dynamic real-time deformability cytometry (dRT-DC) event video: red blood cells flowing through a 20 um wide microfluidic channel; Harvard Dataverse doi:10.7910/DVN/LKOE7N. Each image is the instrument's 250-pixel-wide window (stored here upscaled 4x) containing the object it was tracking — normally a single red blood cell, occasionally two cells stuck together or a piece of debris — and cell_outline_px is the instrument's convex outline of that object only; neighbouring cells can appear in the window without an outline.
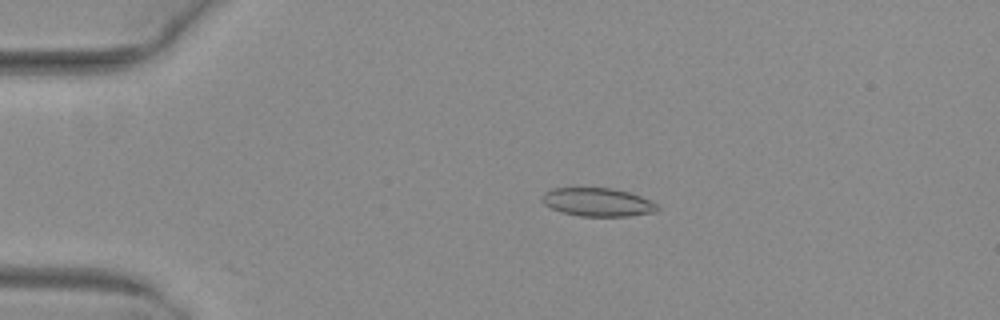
{"species": "common noctule bat (a hibernating species)", "species_latin": "Nyctalus noctula", "temperature_condition": "warm", "stored_images_in_passage": 30, "camera_frame_rate_fps": 3000, "um_per_image_px": 0.085, "animal": {"sex": "female", "body_mass_g": 29.2, "forearm_length_mm": 56.3}, "frame": {"image": 1, "passage_image": 11, "time_ms": 3.333, "image_size_px": [1000, 320], "cell_outline_px": [[660, 208], [656, 212], [628, 216], [580, 216], [560, 212], [544, 204], [540, 200], [540, 196], [544, 192], [552, 188], [612, 188], [628, 192], [640, 196], [656, 204]], "centroid_in_image_um": [50.75, 17.18], "position_along_channel_um": 34.2, "area_um2": 19.13}}
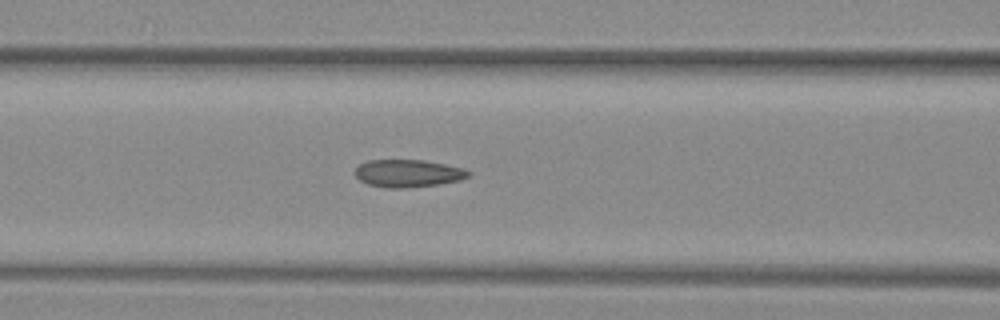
{"frame": {"image": 2, "passage_image": 22, "time_ms": 7.0, "image_size_px": [1000, 320], "cell_outline_px": [[472, 176], [460, 180], [440, 184], [404, 188], [384, 188], [368, 184], [360, 180], [352, 172], [360, 164], [368, 160], [424, 160], [464, 168], [472, 172]], "centroid_in_image_um": [34.7, 14.74], "position_along_channel_um": 131.9, "area_um2": 18.44}}
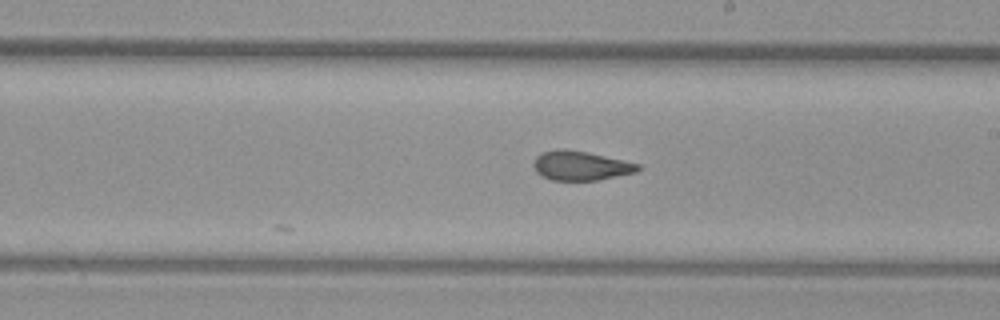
{"frame": {"image": 3, "passage_image": 30, "time_ms": 9.667, "image_size_px": [1000, 320], "cell_outline_px": [[640, 168], [636, 172], [596, 180], [552, 180], [536, 172], [532, 164], [536, 156], [540, 152], [556, 148], [564, 148], [588, 152], [640, 164]], "centroid_in_image_um": [49.31, 14.06], "position_along_channel_um": 239.7, "area_um2": 17.86}}